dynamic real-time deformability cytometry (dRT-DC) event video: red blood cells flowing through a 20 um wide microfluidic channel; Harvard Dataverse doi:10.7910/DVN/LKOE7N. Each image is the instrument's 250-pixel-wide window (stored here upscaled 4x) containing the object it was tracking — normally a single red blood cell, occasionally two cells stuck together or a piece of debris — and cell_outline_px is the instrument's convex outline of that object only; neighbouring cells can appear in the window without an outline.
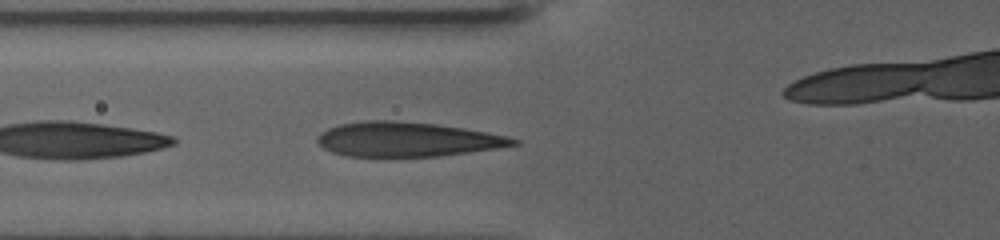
{"species": "human", "species_latin": "Homo sapiens", "temperature_condition": "warm", "stored_images_in_passage": 9, "camera_frame_rate_fps": 3000, "um_per_image_px": 0.085, "donor": {"sex": "female"}, "frame": {"image": 1, "passage_image": 4, "time_ms": 1.0, "image_size_px": [1000, 240], "cell_outline_px": [[520, 144], [496, 148], [468, 152], [436, 156], [348, 156], [332, 152], [324, 148], [316, 140], [316, 136], [320, 132], [328, 128], [340, 124], [364, 120], [388, 120], [436, 124], [464, 128], [488, 132], [508, 136], [520, 140]], "centroid_in_image_um": [34.6, 11.83], "position_along_channel_um": 91.2, "area_um2": 39.3}}
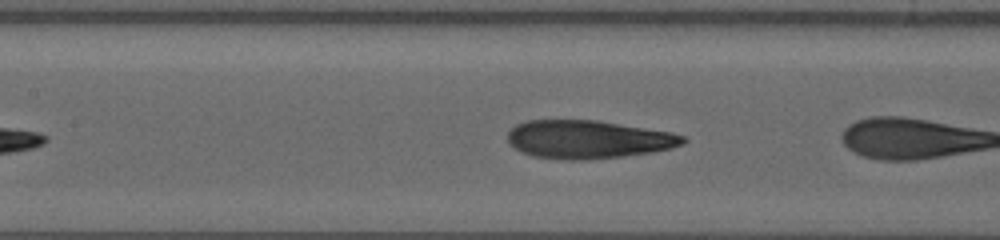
{"frame": {"image": 2, "passage_image": 8, "time_ms": 2.333, "image_size_px": [1000, 240], "cell_outline_px": [[688, 140], [684, 144], [672, 148], [652, 152], [620, 156], [584, 160], [568, 160], [532, 156], [520, 152], [508, 144], [508, 132], [516, 124], [524, 120], [596, 120], [672, 132], [684, 136]], "centroid_in_image_um": [49.97, 11.84], "position_along_channel_um": 157.4, "area_um2": 39.25}}